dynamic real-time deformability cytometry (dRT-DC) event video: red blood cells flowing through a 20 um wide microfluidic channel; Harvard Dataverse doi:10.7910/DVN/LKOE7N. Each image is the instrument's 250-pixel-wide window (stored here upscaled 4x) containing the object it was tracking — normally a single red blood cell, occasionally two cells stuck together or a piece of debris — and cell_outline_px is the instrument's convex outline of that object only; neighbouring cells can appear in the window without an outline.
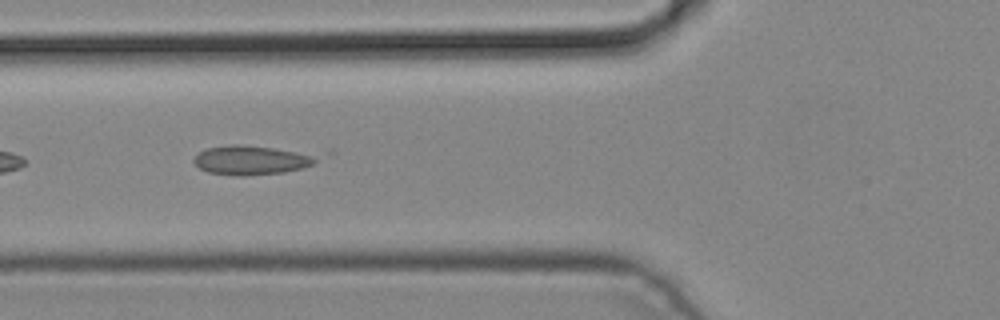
{"species": "common noctule bat (a hibernating species)", "species_latin": "Nyctalus noctula", "temperature_condition": "cold", "stored_images_in_passage": 4, "camera_frame_rate_fps": 3000, "um_per_image_px": 0.085, "animal": {"sex": "male", "body_mass_g": 19.2, "forearm_length_mm": 51.8}, "frame": {"image": 1, "passage_image": 4, "time_ms": 1.0, "image_size_px": [1000, 320], "cell_outline_px": [[332, 152], [312, 164], [304, 168], [284, 172], [244, 176], [208, 172], [200, 168], [192, 160], [200, 152], [208, 148], [232, 144], [236, 144], [332, 148]], "centroid_in_image_um": [21.9, 13.51], "position_along_channel_um": 103.9, "area_um2": 23.41}}